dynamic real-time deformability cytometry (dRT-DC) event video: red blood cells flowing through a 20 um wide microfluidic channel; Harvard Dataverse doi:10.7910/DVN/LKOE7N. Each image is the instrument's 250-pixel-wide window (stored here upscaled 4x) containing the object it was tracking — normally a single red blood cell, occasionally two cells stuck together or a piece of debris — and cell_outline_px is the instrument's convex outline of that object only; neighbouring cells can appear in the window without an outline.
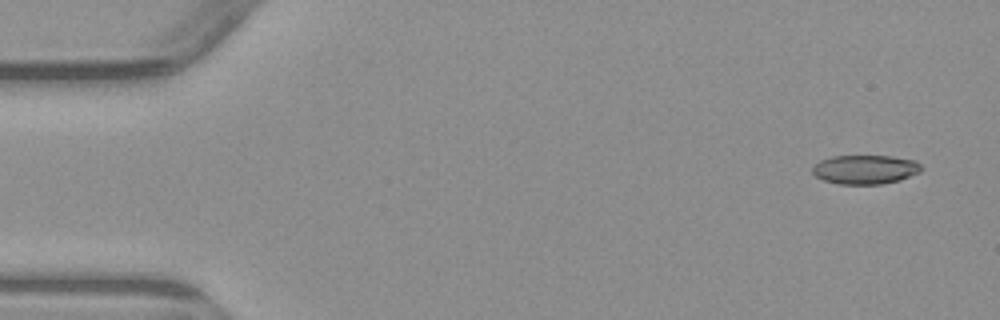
{"species": "common noctule bat (a hibernating species)", "species_latin": "Nyctalus noctula", "temperature_condition": "warm", "stored_images_in_passage": 5, "camera_frame_rate_fps": 3000, "um_per_image_px": 0.085, "animal": {"sex": "male", "body_mass_g": 23.1, "forearm_length_mm": 52.7}, "frame": {"image": 1, "passage_image": 1, "time_ms": 0.0, "image_size_px": [1000, 320], "cell_outline_px": [[924, 168], [920, 172], [900, 180], [880, 184], [840, 184], [824, 180], [816, 176], [812, 172], [812, 168], [820, 160], [832, 156], [892, 156], [916, 160]], "centroid_in_image_um": [73.58, 14.4], "position_along_channel_um": 11.4, "area_um2": 18.5}}
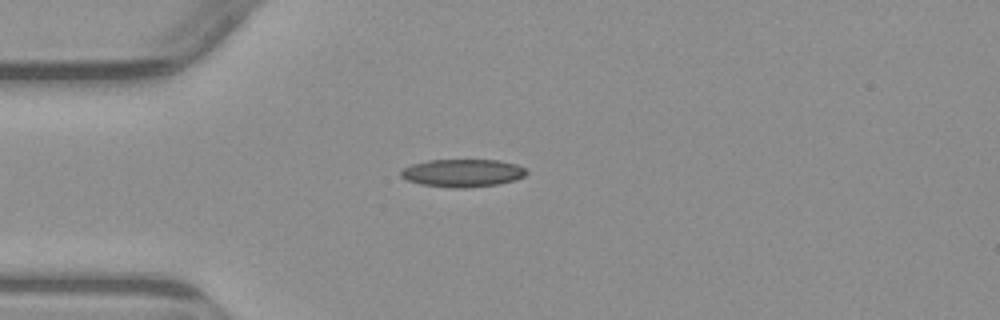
{"frame": {"image": 2, "passage_image": 4, "time_ms": 3.667, "image_size_px": [1000, 320], "cell_outline_px": [[528, 172], [524, 176], [516, 180], [496, 184], [464, 188], [452, 188], [420, 184], [408, 180], [400, 176], [400, 172], [404, 168], [412, 164], [428, 160], [500, 160], [516, 164], [528, 168]], "centroid_in_image_um": [39.35, 14.7], "position_along_channel_um": 45.6, "area_um2": 20.4}}